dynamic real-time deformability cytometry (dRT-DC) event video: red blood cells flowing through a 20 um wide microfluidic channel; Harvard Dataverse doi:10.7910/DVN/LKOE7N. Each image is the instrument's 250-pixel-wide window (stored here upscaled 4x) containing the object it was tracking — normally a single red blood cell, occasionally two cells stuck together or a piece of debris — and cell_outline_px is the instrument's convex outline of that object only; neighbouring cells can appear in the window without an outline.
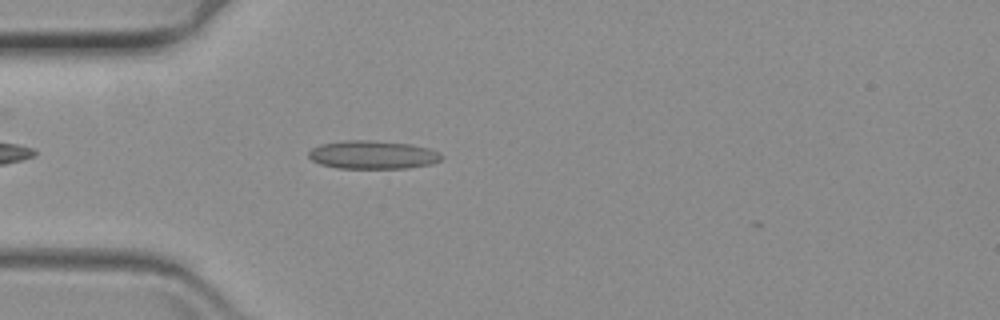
{"species": "common noctule bat (a hibernating species)", "species_latin": "Nyctalus noctula", "temperature_condition": "warm", "stored_images_in_passage": 43, "camera_frame_rate_fps": 3000, "um_per_image_px": 0.085, "animal": {"sex": "female", "body_mass_g": 19.3, "forearm_length_mm": 54.1}, "frame": {"image": 1, "passage_image": 2, "time_ms": 0.333, "image_size_px": [1000, 320], "cell_outline_px": [[444, 156], [440, 160], [432, 164], [408, 168], [336, 168], [320, 164], [312, 160], [308, 156], [308, 152], [312, 148], [320, 144], [344, 140], [368, 140], [412, 144], [428, 148], [440, 152]], "centroid_in_image_um": [31.69, 13.15], "position_along_channel_um": 53.3, "area_um2": 22.08}}
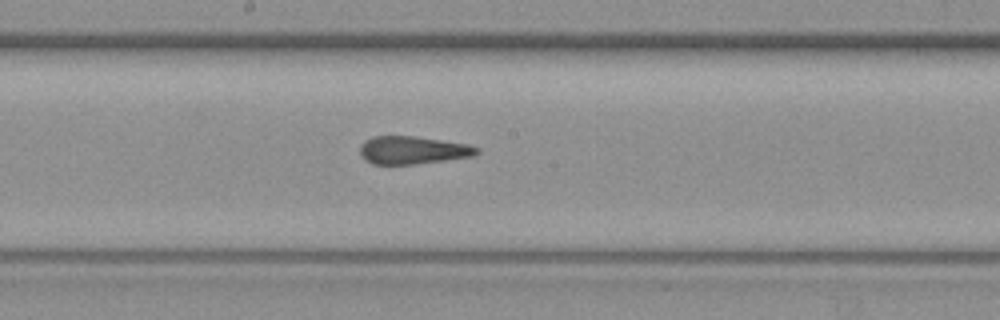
{"frame": {"image": 2, "passage_image": 17, "time_ms": 5.333, "image_size_px": [1000, 320], "cell_outline_px": [[480, 152], [472, 156], [444, 160], [412, 164], [372, 164], [364, 160], [360, 156], [360, 144], [364, 140], [372, 136], [416, 136], [468, 144], [480, 148]], "centroid_in_image_um": [35.04, 12.75], "position_along_channel_um": 213.2, "area_um2": 19.07}}
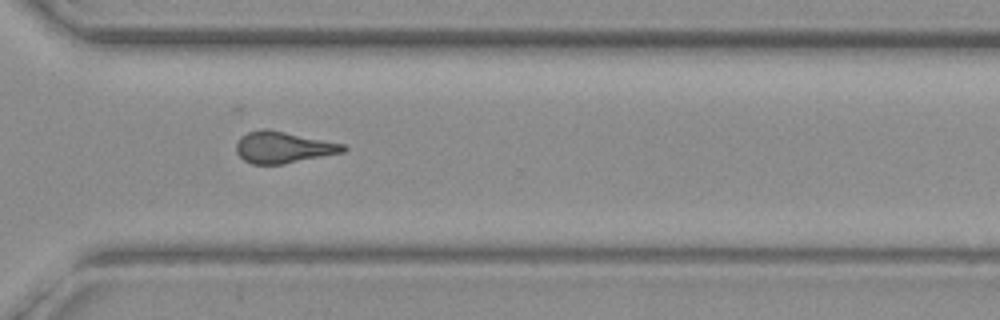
{"frame": {"image": 3, "passage_image": 29, "time_ms": 9.333, "image_size_px": [1000, 320], "cell_outline_px": [[348, 148], [344, 152], [284, 164], [252, 164], [244, 160], [236, 152], [236, 144], [248, 132], [260, 128], [264, 128], [344, 144]], "centroid_in_image_um": [24.08, 12.53], "position_along_channel_um": 346.5, "area_um2": 19.36}}